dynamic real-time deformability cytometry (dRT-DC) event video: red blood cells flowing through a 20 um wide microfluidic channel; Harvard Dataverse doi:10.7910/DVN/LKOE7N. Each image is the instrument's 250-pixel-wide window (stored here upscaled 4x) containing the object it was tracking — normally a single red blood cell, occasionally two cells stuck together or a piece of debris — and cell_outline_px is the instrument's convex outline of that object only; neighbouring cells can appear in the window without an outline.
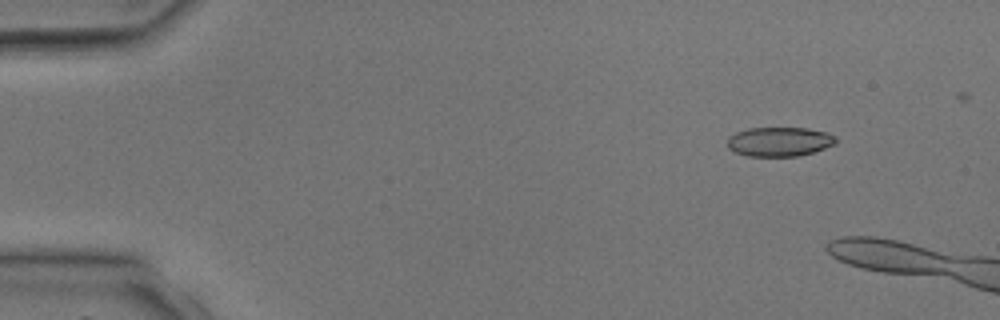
{"species": "common noctule bat (a hibernating species)", "species_latin": "Nyctalus noctula", "temperature_condition": "room temperature", "stored_images_in_passage": 4, "camera_frame_rate_fps": 3000, "um_per_image_px": 0.085, "animal": {"sex": "male", "body_mass_g": 17.9, "forearm_length_mm": 54.2}, "frame": {"image": 1, "passage_image": 2, "time_ms": 1.0, "image_size_px": [1000, 320], "cell_outline_px": [[836, 144], [812, 152], [796, 156], [748, 156], [736, 152], [728, 148], [728, 136], [736, 132], [748, 128], [808, 128], [828, 132], [836, 136]], "centroid_in_image_um": [66.26, 12.03], "position_along_channel_um": 18.7, "area_um2": 18.55}}